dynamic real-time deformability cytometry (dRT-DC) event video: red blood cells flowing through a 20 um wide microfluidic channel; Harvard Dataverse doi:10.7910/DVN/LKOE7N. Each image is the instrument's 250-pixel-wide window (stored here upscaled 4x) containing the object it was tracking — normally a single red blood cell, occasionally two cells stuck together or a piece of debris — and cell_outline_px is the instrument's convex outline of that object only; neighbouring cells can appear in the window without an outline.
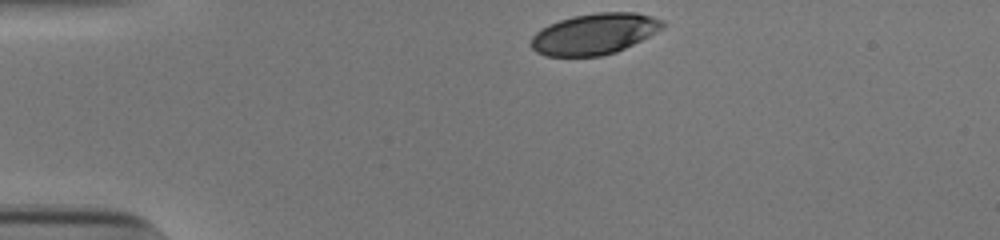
{"species": "human", "species_latin": "Homo sapiens", "temperature_condition": "cold", "stored_images_in_passage": 33, "camera_frame_rate_fps": 3000, "um_per_image_px": 0.085, "donor": {"sex": "male"}, "frame": {"image": 1, "passage_image": 1, "time_ms": 0.0, "image_size_px": [1000, 240], "cell_outline_px": [[664, 28], [616, 52], [600, 56], [544, 56], [536, 52], [528, 44], [532, 36], [540, 28], [548, 24], [572, 16], [596, 12], [636, 12], [652, 16], [664, 20]], "centroid_in_image_um": [50.49, 2.87], "position_along_channel_um": 34.5, "area_um2": 31.62}}
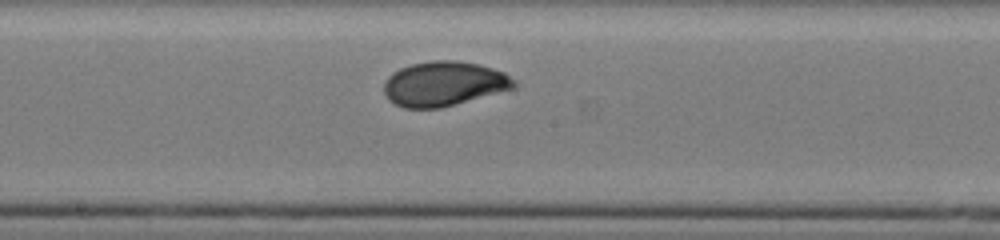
{"frame": {"image": 2, "passage_image": 19, "time_ms": 6.0, "image_size_px": [1000, 240], "cell_outline_px": [[516, 88], [456, 104], [440, 108], [404, 108], [388, 100], [384, 92], [384, 84], [388, 76], [392, 72], [400, 68], [412, 64], [432, 60], [456, 60], [480, 64], [504, 72], [516, 80]], "centroid_in_image_um": [37.75, 7.12], "position_along_channel_um": 210.5, "area_um2": 34.04}}
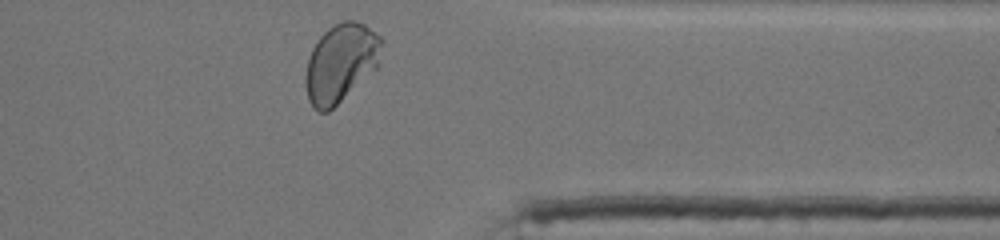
{"frame": {"image": 3, "passage_image": 33, "time_ms": 10.667, "image_size_px": [1000, 240], "cell_outline_px": [[384, 40], [376, 68], [328, 112], [320, 112], [308, 100], [304, 84], [304, 76], [308, 56], [312, 48], [320, 36], [328, 28], [344, 20], [356, 20], [364, 24], [380, 36]], "centroid_in_image_um": [28.94, 5.33], "position_along_channel_um": 382.5, "area_um2": 34.62}, "authors_computed_cell_mechanics": {"area_um2": 33.0616, "velocity_mm_per_s": 3.8387, "shape_relaxation_time_tau1_ms": 3.6862, "shape_relaxation_time_tau2_ms": null, "deformation_change_tau1": 0.1459, "deformation_change_tau2": null}}